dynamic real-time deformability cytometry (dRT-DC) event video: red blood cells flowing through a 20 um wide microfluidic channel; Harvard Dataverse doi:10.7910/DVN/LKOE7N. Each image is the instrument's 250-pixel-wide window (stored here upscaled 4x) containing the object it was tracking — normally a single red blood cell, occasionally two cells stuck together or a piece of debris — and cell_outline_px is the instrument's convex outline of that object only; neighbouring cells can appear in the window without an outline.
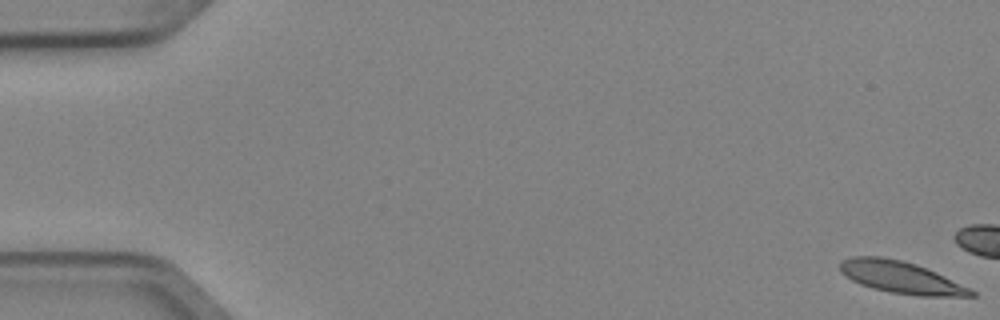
{"species": "Egyptian fruit bat (a non-hibernating species)", "species_latin": "Rousettus aegyptiacus", "temperature_condition": "cold", "stored_images_in_passage": 5, "camera_frame_rate_fps": 3000, "um_per_image_px": 0.085, "animal": {"sex": "female"}, "frame": {"image": 1, "passage_image": 1, "time_ms": 0.0, "image_size_px": [1000, 320], "cell_outline_px": [[976, 296], [916, 296], [892, 292], [872, 288], [860, 284], [852, 280], [840, 272], [840, 264], [844, 260], [852, 256], [880, 256], [900, 260], [916, 264], [936, 272], [976, 292]], "centroid_in_image_um": [76.56, 23.57], "position_along_channel_um": 8.4, "area_um2": 24.16}}